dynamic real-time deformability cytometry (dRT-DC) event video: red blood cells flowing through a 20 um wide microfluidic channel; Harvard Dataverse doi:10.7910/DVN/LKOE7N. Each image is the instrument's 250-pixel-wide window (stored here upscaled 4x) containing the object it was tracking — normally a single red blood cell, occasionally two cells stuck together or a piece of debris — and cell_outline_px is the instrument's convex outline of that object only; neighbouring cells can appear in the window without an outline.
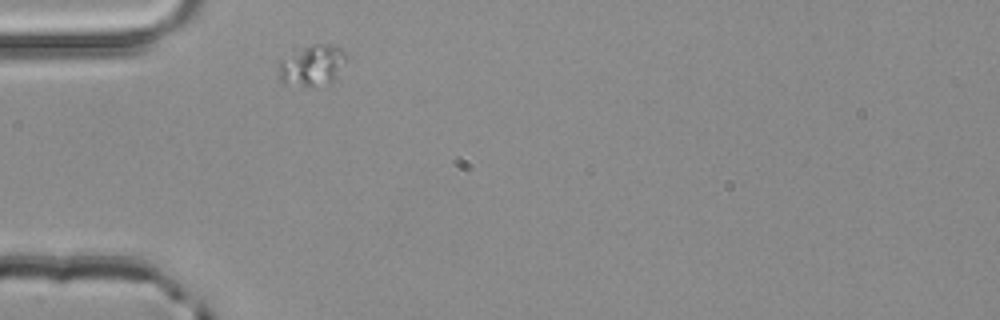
{"species": "common noctule bat (a hibernating species)", "species_latin": "Nyctalus noctula", "temperature_condition": "room temperature", "stored_images_in_passage": 1, "camera_frame_rate_fps": 3000, "um_per_image_px": 0.085, "animal": {"sex": "male", "body_mass_g": 20.4}, "frame": {"image": 1, "passage_image": 1, "time_ms": 0.0, "image_size_px": [1000, 320], "cell_outline_px": [[344, 60], [336, 76], [332, 80], [308, 88], [304, 88], [284, 84], [280, 80], [280, 60], [312, 44], [336, 44], [340, 48], [344, 56]], "centroid_in_image_um": [26.49, 5.58], "position_along_channel_um": 58.5, "area_um2": 15.61}}